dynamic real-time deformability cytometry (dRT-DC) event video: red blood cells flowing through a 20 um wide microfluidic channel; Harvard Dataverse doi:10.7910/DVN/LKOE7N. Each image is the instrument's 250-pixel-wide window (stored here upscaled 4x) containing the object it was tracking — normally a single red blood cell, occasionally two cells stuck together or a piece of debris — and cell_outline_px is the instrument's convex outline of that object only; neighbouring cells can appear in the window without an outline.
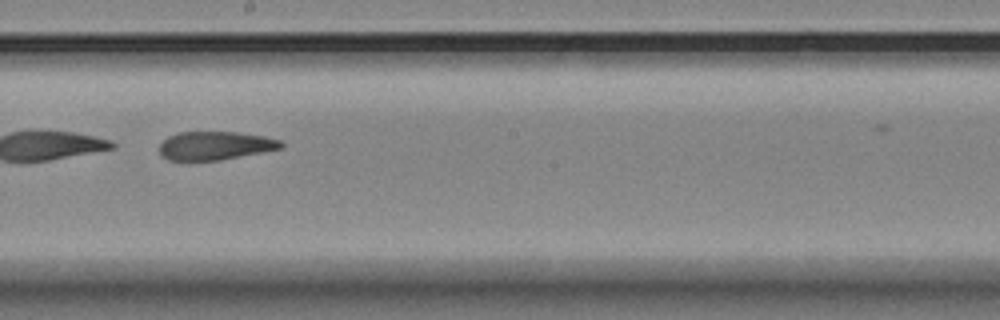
{"species": "Egyptian fruit bat (a non-hibernating species)", "species_latin": "Rousettus aegyptiacus", "temperature_condition": "room temperature", "stored_images_in_passage": 36, "camera_frame_rate_fps": 3000, "um_per_image_px": 0.085, "animal": {"sex": "female"}, "frame": {"image": 1, "passage_image": 20, "time_ms": 6.333, "image_size_px": [1000, 320], "cell_outline_px": [[284, 148], [220, 160], [188, 164], [168, 160], [160, 156], [160, 144], [168, 136], [180, 132], [236, 132], [264, 136], [280, 140], [284, 144]], "centroid_in_image_um": [18.23, 12.43], "position_along_channel_um": 230.0, "area_um2": 20.92}}